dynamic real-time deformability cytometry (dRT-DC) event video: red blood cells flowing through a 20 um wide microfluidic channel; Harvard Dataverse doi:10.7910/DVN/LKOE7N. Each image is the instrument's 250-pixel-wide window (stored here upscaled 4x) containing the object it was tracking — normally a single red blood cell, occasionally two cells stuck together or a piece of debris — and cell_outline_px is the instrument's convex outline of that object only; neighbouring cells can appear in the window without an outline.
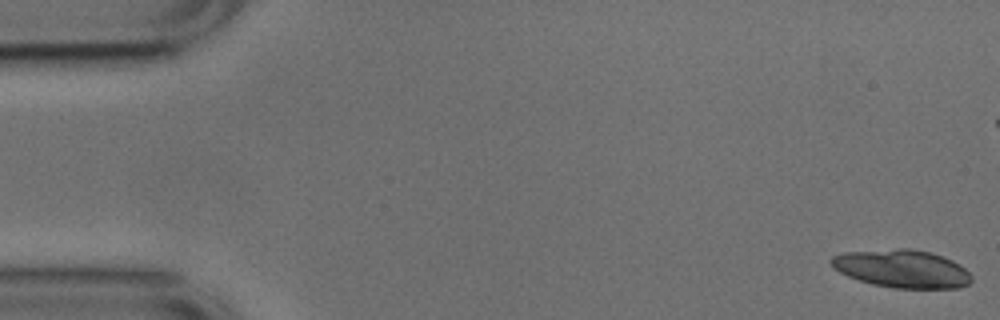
{"species": "common noctule bat (a hibernating species)", "species_latin": "Nyctalus noctula", "temperature_condition": "cold", "stored_images_in_passage": 53, "camera_frame_rate_fps": 3000, "um_per_image_px": 0.085, "animal": {"sex": "male", "body_mass_g": 17.9, "forearm_length_mm": 54.2}, "frame": {"image": 1, "passage_image": 1, "time_ms": 0.0, "image_size_px": [1000, 320], "cell_outline_px": [[972, 280], [968, 284], [960, 288], [892, 288], [872, 284], [848, 276], [840, 272], [828, 260], [832, 256], [844, 252], [900, 248], [912, 248], [928, 252], [952, 260], [960, 264], [972, 276]], "centroid_in_image_um": [76.68, 22.84], "position_along_channel_um": 8.3, "area_um2": 30.98}, "authors_computed_cell_mechanics": {"area_um2": 21.1548, "velocity_mm_per_s": 3.7556, "shape_relaxation_time_tau1_ms": 3.3271, "shape_relaxation_time_tau2_ms": 4.7098, "deformation_change_tau1": 0.1351, "deformation_change_tau2": 0.1357}}